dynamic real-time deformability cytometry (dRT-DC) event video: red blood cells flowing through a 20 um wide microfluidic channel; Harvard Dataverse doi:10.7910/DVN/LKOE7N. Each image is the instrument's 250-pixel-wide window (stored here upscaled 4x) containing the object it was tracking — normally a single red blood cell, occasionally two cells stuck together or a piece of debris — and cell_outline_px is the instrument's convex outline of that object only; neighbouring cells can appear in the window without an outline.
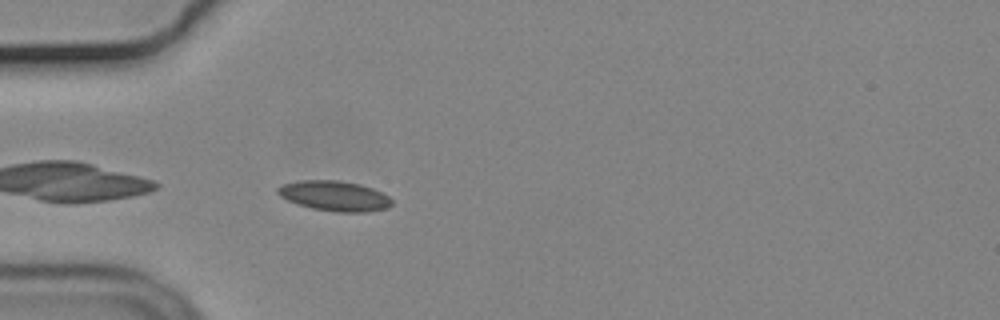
{"species": "common noctule bat (a hibernating species)", "species_latin": "Nyctalus noctula", "temperature_condition": "cold", "stored_images_in_passage": 26, "camera_frame_rate_fps": 3000, "um_per_image_px": 0.085, "animal": {"sex": "male", "body_mass_g": 19.2, "forearm_length_mm": 51.8}, "frame": {"image": 1, "passage_image": 2, "time_ms": 0.333, "image_size_px": [1000, 320], "cell_outline_px": [[392, 204], [388, 208], [368, 212], [336, 212], [312, 208], [296, 204], [280, 196], [276, 192], [276, 188], [280, 184], [300, 180], [336, 180], [360, 184], [372, 188], [388, 196], [392, 200]], "centroid_in_image_um": [28.4, 16.65], "position_along_channel_um": 56.6, "area_um2": 20.17}}
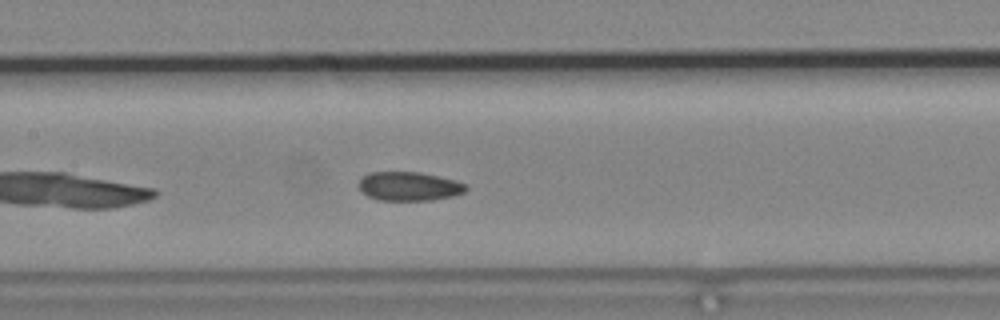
{"frame": {"image": 2, "passage_image": 12, "time_ms": 3.667, "image_size_px": [1000, 320], "cell_outline_px": [[468, 188], [464, 192], [452, 196], [432, 200], [380, 200], [368, 196], [360, 188], [360, 180], [368, 172], [416, 172], [456, 180], [468, 184]], "centroid_in_image_um": [34.81, 15.83], "position_along_channel_um": 172.6, "area_um2": 17.86}}
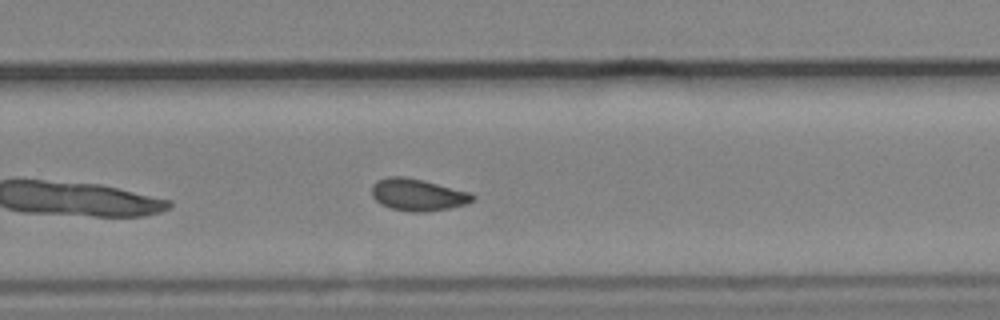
{"frame": {"image": 3, "passage_image": 22, "time_ms": 7.0, "image_size_px": [1000, 320], "cell_outline_px": [[476, 200], [468, 204], [428, 212], [412, 212], [392, 208], [380, 204], [372, 196], [372, 184], [376, 180], [388, 176], [404, 176], [424, 180], [472, 192], [476, 196]], "centroid_in_image_um": [35.55, 16.54], "position_along_channel_um": 294.2, "area_um2": 19.19}}